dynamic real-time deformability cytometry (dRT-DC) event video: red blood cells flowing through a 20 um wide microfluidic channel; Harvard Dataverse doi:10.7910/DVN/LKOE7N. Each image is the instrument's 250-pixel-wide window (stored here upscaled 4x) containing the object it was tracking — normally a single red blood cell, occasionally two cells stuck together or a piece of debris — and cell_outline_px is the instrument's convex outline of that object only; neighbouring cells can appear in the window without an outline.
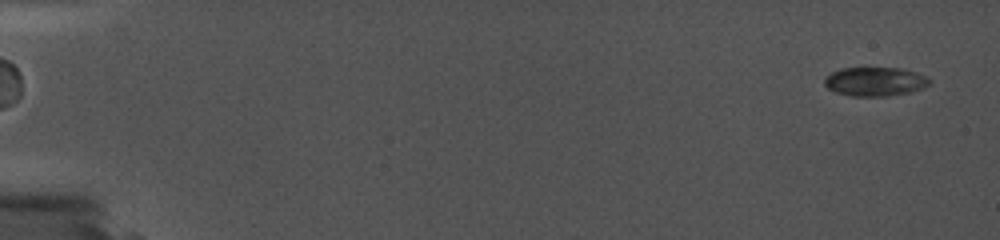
{"species": "common noctule bat (a hibernating species)", "species_latin": "Nyctalus noctula", "temperature_condition": "cold", "stored_images_in_passage": 4, "camera_frame_rate_fps": 5000, "um_per_image_px": 0.085, "animal": {"sex": "female", "body_mass_g": 19.0, "forearm_length_mm": 56.7}, "frame": {"image": 1, "passage_image": 2, "time_ms": 0.4, "image_size_px": [1000, 240], "cell_outline_px": [[900, 88], [888, 92], [844, 92], [832, 88], [824, 80], [828, 76], [836, 72], [848, 68], [888, 68], [900, 72]], "centroid_in_image_um": [73.52, 6.81], "position_along_channel_um": 11.5, "area_um2": 11.39}}